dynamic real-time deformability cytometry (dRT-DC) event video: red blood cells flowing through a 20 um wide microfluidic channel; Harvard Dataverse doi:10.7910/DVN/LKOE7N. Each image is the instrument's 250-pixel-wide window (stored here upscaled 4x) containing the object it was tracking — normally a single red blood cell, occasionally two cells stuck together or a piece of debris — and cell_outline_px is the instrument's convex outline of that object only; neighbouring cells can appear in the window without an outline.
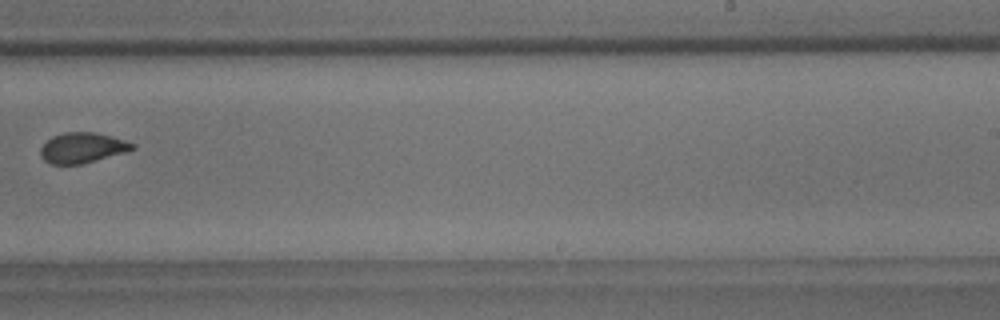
{"species": "common noctule bat (a hibernating species)", "species_latin": "Nyctalus noctula", "temperature_condition": "room temperature", "stored_images_in_passage": 11, "camera_frame_rate_fps": 3000, "um_per_image_px": 0.085, "animal": {"sex": "male", "body_mass_g": 18.8}, "frame": {"image": 1, "passage_image": 10, "time_ms": 11.333, "image_size_px": [1000, 320], "cell_outline_px": [[136, 148], [128, 152], [80, 164], [52, 164], [44, 160], [40, 156], [40, 148], [52, 136], [64, 132], [96, 132], [112, 136], [136, 144]], "centroid_in_image_um": [7.03, 12.55], "position_along_channel_um": 282.0, "area_um2": 16.36}}